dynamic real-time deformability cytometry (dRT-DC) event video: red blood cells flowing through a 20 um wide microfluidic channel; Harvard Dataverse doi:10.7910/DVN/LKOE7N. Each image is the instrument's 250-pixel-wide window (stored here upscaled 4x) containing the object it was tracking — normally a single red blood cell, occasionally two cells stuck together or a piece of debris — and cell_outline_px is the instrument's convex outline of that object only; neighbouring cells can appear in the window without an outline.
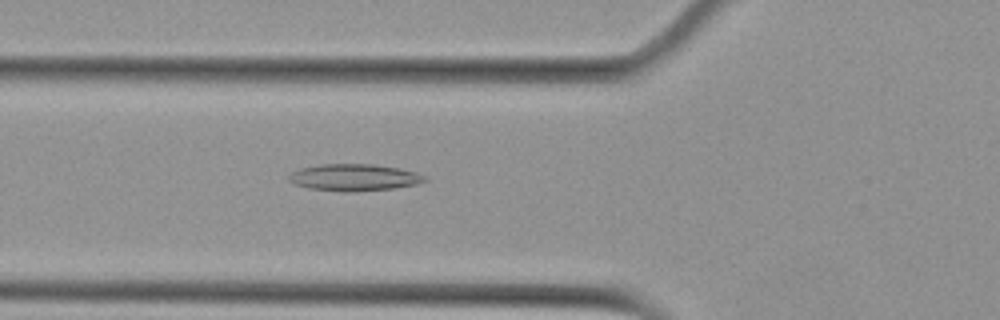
{"species": "Egyptian fruit bat (a non-hibernating species)", "species_latin": "Rousettus aegyptiacus", "temperature_condition": "cold", "stored_images_in_passage": 2, "camera_frame_rate_fps": 3000, "um_per_image_px": 0.085, "animal": {"sex": "female"}, "frame": {"image": 1, "passage_image": 2, "time_ms": 1.0, "image_size_px": [1000, 320], "cell_outline_px": [[428, 180], [416, 184], [396, 188], [348, 192], [344, 192], [308, 188], [296, 184], [288, 180], [288, 172], [300, 168], [320, 164], [372, 164], [400, 168], [416, 172], [428, 176]], "centroid_in_image_um": [30.11, 15.08], "position_along_channel_um": 95.7, "area_um2": 21.5}}